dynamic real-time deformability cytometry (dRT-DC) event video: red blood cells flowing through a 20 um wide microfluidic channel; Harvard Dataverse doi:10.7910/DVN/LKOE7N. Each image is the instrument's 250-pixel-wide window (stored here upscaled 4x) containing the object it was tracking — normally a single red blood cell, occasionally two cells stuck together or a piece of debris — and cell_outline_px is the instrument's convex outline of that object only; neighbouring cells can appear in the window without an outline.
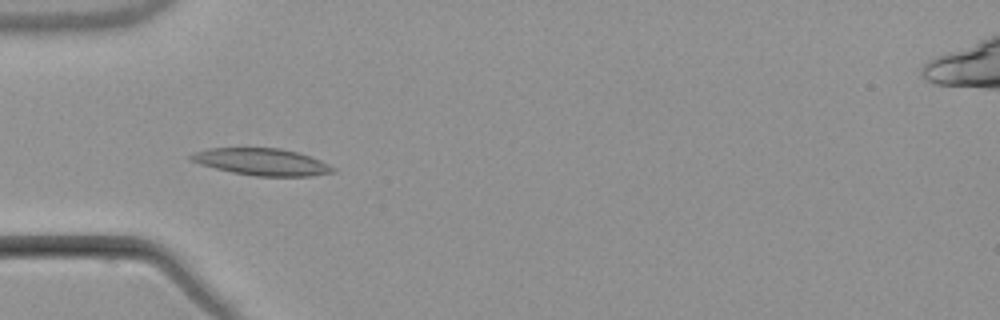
{"species": "common noctule bat (a hibernating species)", "species_latin": "Nyctalus noctula", "temperature_condition": "warm", "stored_images_in_passage": 8, "camera_frame_rate_fps": 3000, "um_per_image_px": 0.085, "animal": {"sex": "male", "body_mass_g": 21.5, "forearm_length_mm": 52.0}, "frame": {"image": 1, "passage_image": 6, "time_ms": 6.0, "image_size_px": [1000, 320], "cell_outline_px": [[336, 172], [312, 176], [256, 176], [232, 172], [200, 164], [188, 160], [188, 156], [196, 152], [208, 148], [280, 148], [296, 152], [320, 160], [336, 168]], "centroid_in_image_um": [22.26, 13.76], "position_along_channel_um": 62.7, "area_um2": 22.2}}
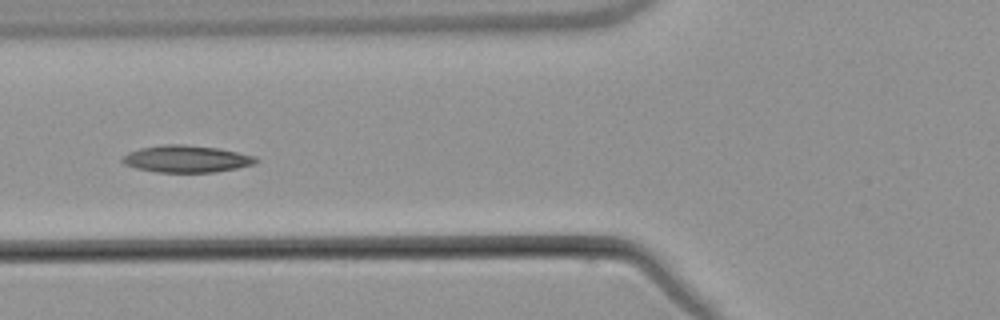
{"frame": {"image": 2, "passage_image": 7, "time_ms": 7.333, "image_size_px": [1000, 320], "cell_outline_px": [[260, 160], [256, 164], [216, 172], [156, 172], [136, 168], [124, 164], [120, 160], [128, 152], [140, 148], [164, 144], [184, 144], [216, 148], [256, 156]], "centroid_in_image_um": [15.85, 13.51], "position_along_channel_um": 109.9, "area_um2": 21.04}}
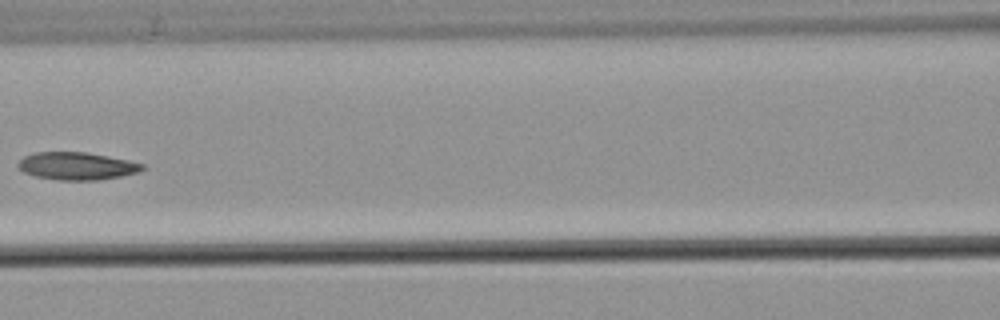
{"frame": {"image": 3, "passage_image": 8, "time_ms": 8.667, "image_size_px": [1000, 320], "cell_outline_px": [[148, 168], [136, 172], [120, 176], [100, 180], [56, 180], [36, 176], [24, 172], [16, 164], [24, 156], [36, 152], [84, 152], [128, 160], [144, 164]], "centroid_in_image_um": [6.53, 14.11], "position_along_channel_um": 160.1, "area_um2": 19.88}}